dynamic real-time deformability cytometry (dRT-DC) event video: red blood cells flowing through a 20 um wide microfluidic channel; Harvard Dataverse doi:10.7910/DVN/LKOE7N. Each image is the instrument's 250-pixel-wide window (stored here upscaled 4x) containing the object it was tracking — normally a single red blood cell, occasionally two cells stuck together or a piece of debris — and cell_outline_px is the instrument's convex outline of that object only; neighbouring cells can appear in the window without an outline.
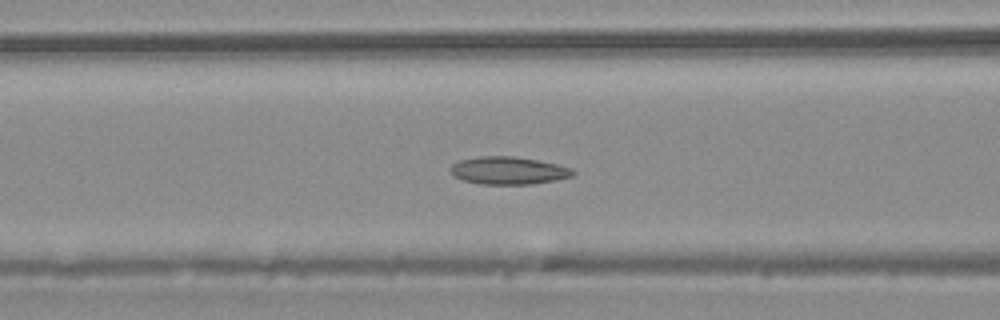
{"species": "common noctule bat (a hibernating species)", "species_latin": "Nyctalus noctula", "temperature_condition": "warm", "stored_images_in_passage": 28, "camera_frame_rate_fps": 3000, "um_per_image_px": 0.085, "animal": {"sex": "male", "body_mass_g": 20.4}, "frame": {"image": 1, "passage_image": 10, "time_ms": 3.0, "image_size_px": [1000, 320], "cell_outline_px": [[576, 172], [572, 176], [532, 184], [480, 184], [464, 180], [456, 176], [448, 168], [452, 164], [460, 160], [480, 156], [512, 156], [536, 160], [556, 164], [572, 168]], "centroid_in_image_um": [43.2, 14.49], "position_along_channel_um": 123.4, "area_um2": 19.48}}
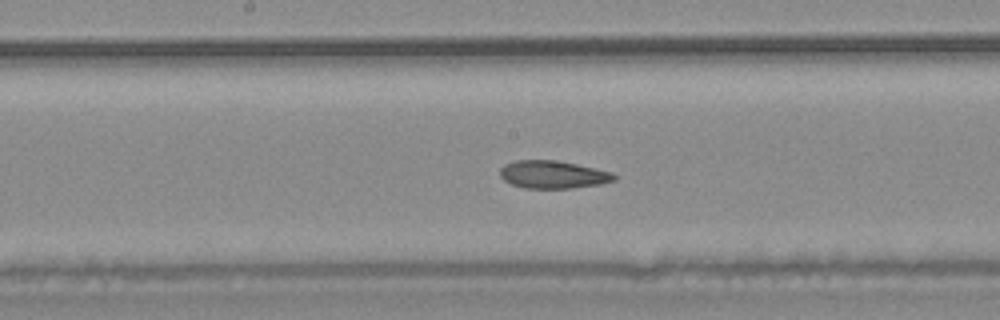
{"frame": {"image": 2, "passage_image": 15, "time_ms": 4.667, "image_size_px": [1000, 320], "cell_outline_px": [[616, 180], [600, 184], [572, 188], [524, 188], [512, 184], [504, 180], [500, 176], [500, 168], [504, 164], [516, 160], [556, 160], [576, 164], [612, 172], [616, 176]], "centroid_in_image_um": [46.99, 14.83], "position_along_channel_um": 201.2, "area_um2": 18.44}}
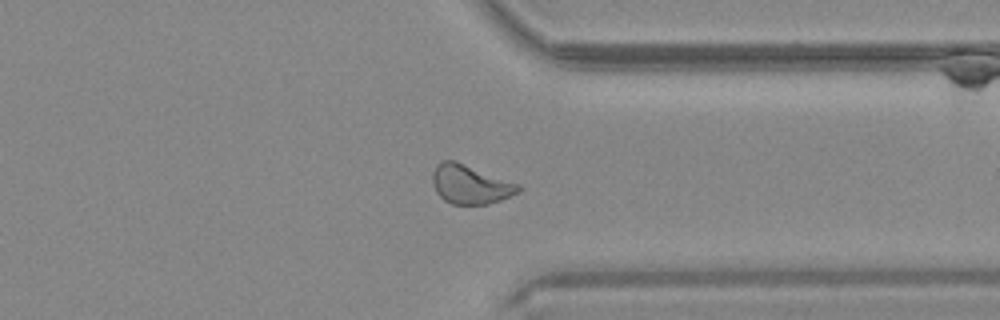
{"frame": {"image": 3, "passage_image": 26, "time_ms": 8.333, "image_size_px": [1000, 320], "cell_outline_px": [[524, 188], [520, 192], [500, 200], [488, 204], [452, 204], [444, 200], [436, 192], [432, 180], [432, 172], [436, 164], [440, 160], [456, 160], [520, 184]], "centroid_in_image_um": [39.98, 15.65], "position_along_channel_um": 371.4, "area_um2": 19.83}}